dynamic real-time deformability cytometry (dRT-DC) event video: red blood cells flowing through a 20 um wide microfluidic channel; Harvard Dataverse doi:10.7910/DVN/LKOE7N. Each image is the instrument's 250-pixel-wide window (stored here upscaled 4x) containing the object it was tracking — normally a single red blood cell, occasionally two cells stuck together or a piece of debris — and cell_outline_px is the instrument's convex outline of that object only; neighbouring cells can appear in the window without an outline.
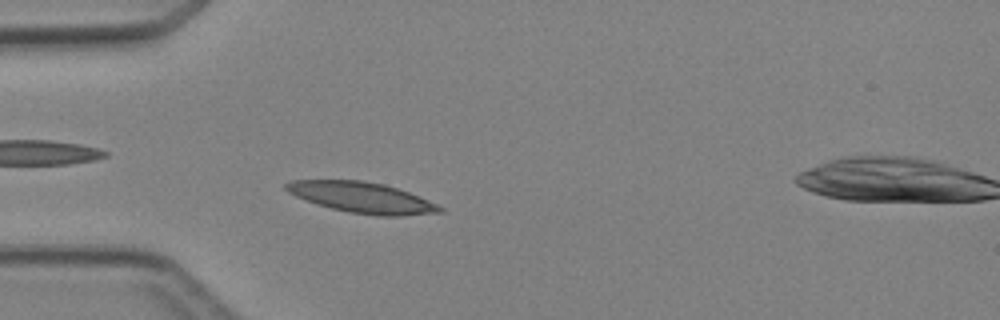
{"species": "Egyptian fruit bat (a non-hibernating species)", "species_latin": "Rousettus aegyptiacus", "temperature_condition": "cold", "stored_images_in_passage": 3, "camera_frame_rate_fps": 3000, "um_per_image_px": 0.085, "animal": {"sex": "female"}, "frame": {"image": 1, "passage_image": 2, "time_ms": 2.0, "image_size_px": [1000, 320], "cell_outline_px": [[444, 212], [400, 216], [380, 216], [348, 212], [316, 204], [296, 196], [288, 192], [284, 188], [284, 184], [292, 180], [360, 180], [384, 184], [408, 192], [436, 204], [444, 208]], "centroid_in_image_um": [30.75, 16.79], "position_along_channel_um": 54.3, "area_um2": 27.34}}